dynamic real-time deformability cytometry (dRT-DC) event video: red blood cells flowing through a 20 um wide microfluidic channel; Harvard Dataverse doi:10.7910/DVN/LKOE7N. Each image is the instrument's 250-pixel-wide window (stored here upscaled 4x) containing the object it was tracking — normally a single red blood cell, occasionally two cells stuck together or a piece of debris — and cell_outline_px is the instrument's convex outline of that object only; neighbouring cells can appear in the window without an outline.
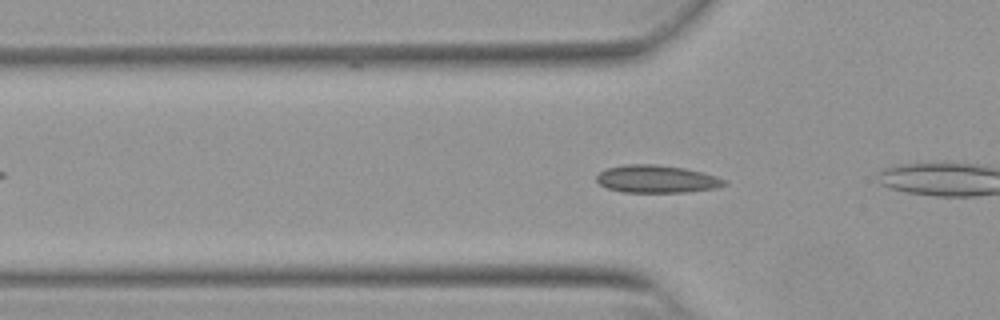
{"species": "Egyptian fruit bat (a non-hibernating species)", "species_latin": "Rousettus aegyptiacus", "temperature_condition": "warm", "stored_images_in_passage": 47, "camera_frame_rate_fps": 3000, "um_per_image_px": 0.085, "animal": {"sex": "female"}, "frame": {"image": 1, "passage_image": 16, "time_ms": 5.0, "image_size_px": [1000, 320], "cell_outline_px": [[728, 184], [716, 188], [688, 192], [620, 192], [608, 188], [600, 184], [596, 180], [596, 176], [600, 172], [608, 168], [624, 164], [656, 164], [684, 168], [716, 176], [728, 180]], "centroid_in_image_um": [55.83, 15.22], "position_along_channel_um": 70.0, "area_um2": 20.63}}
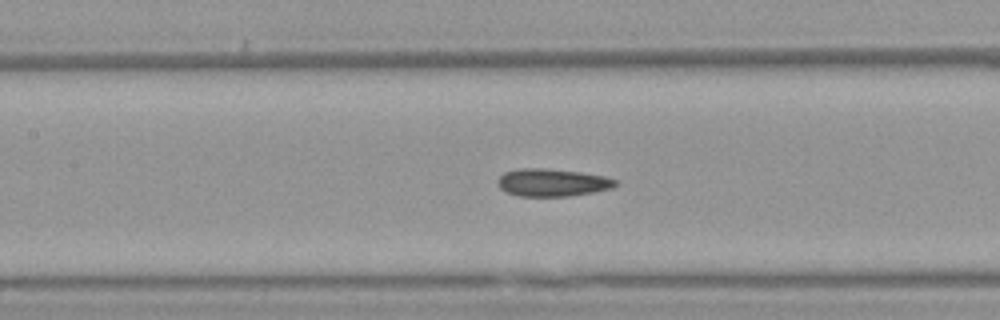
{"frame": {"image": 2, "passage_image": 23, "time_ms": 7.333, "image_size_px": [1000, 320], "cell_outline_px": [[620, 184], [612, 188], [592, 192], [568, 196], [520, 196], [504, 192], [496, 184], [496, 180], [504, 172], [520, 168], [544, 168], [580, 172], [604, 176], [620, 180]], "centroid_in_image_um": [46.94, 15.51], "position_along_channel_um": 160.5, "area_um2": 19.19}}
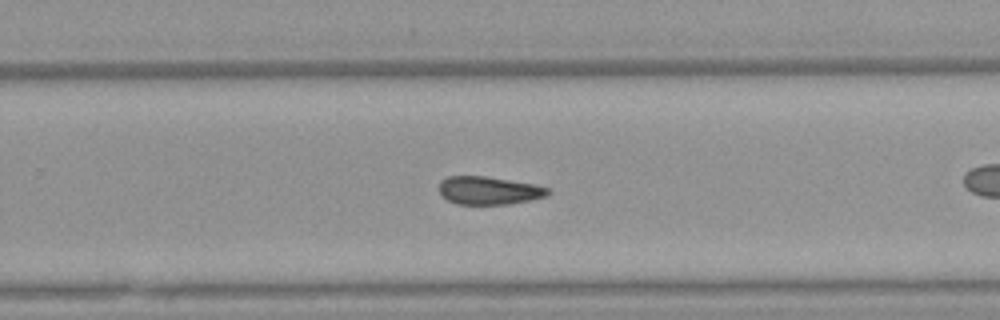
{"frame": {"image": 3, "passage_image": 33, "time_ms": 10.667, "image_size_px": [1000, 320], "cell_outline_px": [[552, 192], [548, 196], [532, 200], [508, 204], [456, 204], [440, 196], [436, 188], [440, 180], [448, 176], [484, 176], [536, 184], [548, 188]], "centroid_in_image_um": [41.52, 16.19], "position_along_channel_um": 288.3, "area_um2": 18.21}, "authors_computed_cell_mechanics": {"area_um2": 18.9584, "velocity_mm_per_s": 3.8626, "shape_relaxation_time_tau1_ms": null, "shape_relaxation_time_tau2_ms": 5.2942, "deformation_change_tau1": null, "deformation_change_tau2": 0.0578}}